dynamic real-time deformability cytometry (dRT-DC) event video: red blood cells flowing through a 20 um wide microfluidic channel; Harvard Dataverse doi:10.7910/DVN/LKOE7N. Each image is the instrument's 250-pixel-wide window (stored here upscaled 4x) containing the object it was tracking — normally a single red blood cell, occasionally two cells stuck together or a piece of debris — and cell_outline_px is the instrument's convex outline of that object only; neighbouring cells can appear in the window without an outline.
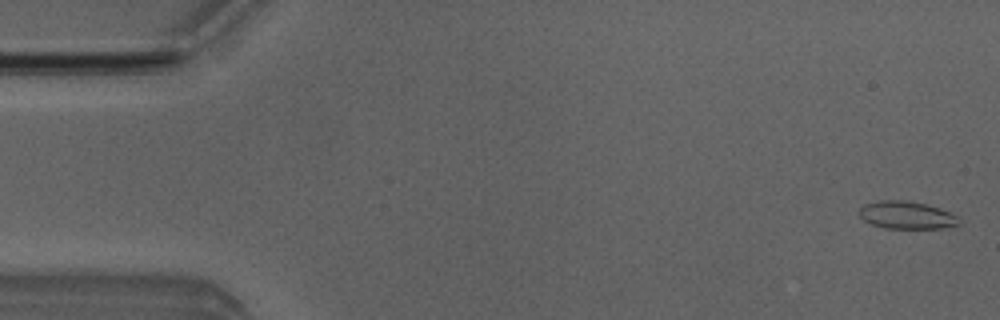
{"species": "Egyptian fruit bat (a non-hibernating species)", "species_latin": "Rousettus aegyptiacus", "temperature_condition": "room temperature", "stored_images_in_passage": 5, "camera_frame_rate_fps": 3000, "um_per_image_px": 0.085, "animal": {"sex": "male"}, "frame": {"image": 1, "passage_image": 1, "time_ms": 0.0, "image_size_px": [1000, 320], "cell_outline_px": [[960, 224], [944, 228], [884, 228], [872, 224], [864, 220], [860, 216], [860, 208], [864, 204], [880, 200], [904, 200], [924, 204], [940, 208], [956, 216], [960, 220]], "centroid_in_image_um": [77.06, 18.29], "position_along_channel_um": 7.9, "area_um2": 15.9}}